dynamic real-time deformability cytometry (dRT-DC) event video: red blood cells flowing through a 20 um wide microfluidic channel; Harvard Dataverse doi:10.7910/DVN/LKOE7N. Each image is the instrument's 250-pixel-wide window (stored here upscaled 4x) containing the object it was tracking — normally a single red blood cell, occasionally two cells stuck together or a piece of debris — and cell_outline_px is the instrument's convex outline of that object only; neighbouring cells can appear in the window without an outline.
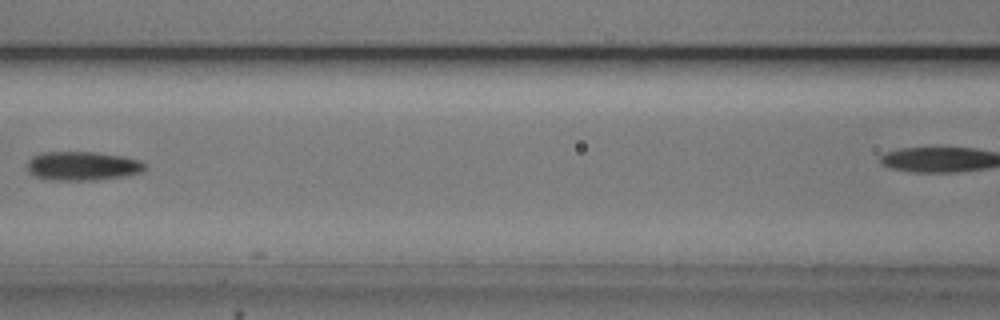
{"species": "common noctule bat (a hibernating species)", "species_latin": "Nyctalus noctula", "temperature_condition": "cold", "stored_images_in_passage": 28, "camera_frame_rate_fps": 3000, "um_per_image_px": 0.085, "animal": {"sex": "male", "body_mass_g": 20.5, "forearm_length_mm": 52.5}, "frame": {"image": 1, "passage_image": 8, "time_ms": 2.333, "image_size_px": [1000, 320], "cell_outline_px": [[144, 172], [124, 176], [96, 180], [44, 180], [32, 176], [28, 172], [28, 160], [32, 156], [40, 152], [92, 152], [124, 156], [140, 160], [144, 164]], "centroid_in_image_um": [6.97, 14.11], "position_along_channel_um": 159.6, "area_um2": 20.11}}